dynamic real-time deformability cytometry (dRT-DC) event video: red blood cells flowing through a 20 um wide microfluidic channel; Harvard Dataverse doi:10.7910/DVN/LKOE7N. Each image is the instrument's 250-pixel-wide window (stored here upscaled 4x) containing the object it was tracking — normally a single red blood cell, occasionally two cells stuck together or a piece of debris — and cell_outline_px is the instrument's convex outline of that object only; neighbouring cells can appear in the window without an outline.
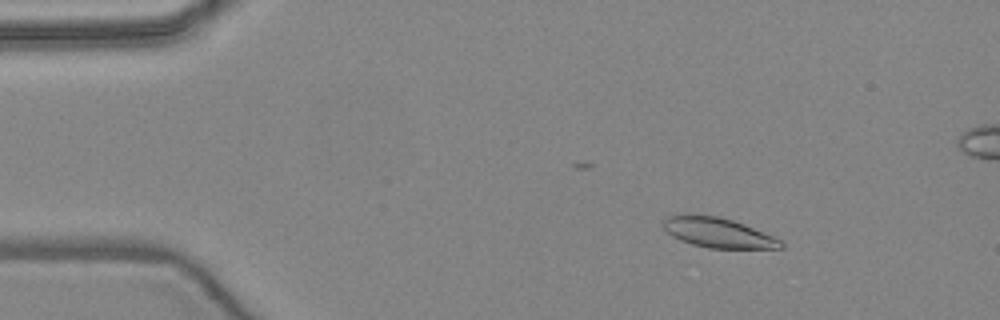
{"species": "common noctule bat (a hibernating species)", "species_latin": "Nyctalus noctula", "temperature_condition": "warm", "stored_images_in_passage": 6, "camera_frame_rate_fps": 3000, "um_per_image_px": 0.085, "animal": {"sex": "female", "body_mass_g": 24.6, "forearm_length_mm": 56.2}, "frame": {"image": 1, "passage_image": 3, "time_ms": 2.333, "image_size_px": [1000, 320], "cell_outline_px": [[784, 248], [708, 248], [692, 244], [680, 240], [672, 236], [660, 224], [668, 216], [684, 212], [688, 212], [720, 216], [744, 224], [772, 236], [780, 240], [784, 244]], "centroid_in_image_um": [60.95, 19.74], "position_along_channel_um": 24.0, "area_um2": 20.81}}